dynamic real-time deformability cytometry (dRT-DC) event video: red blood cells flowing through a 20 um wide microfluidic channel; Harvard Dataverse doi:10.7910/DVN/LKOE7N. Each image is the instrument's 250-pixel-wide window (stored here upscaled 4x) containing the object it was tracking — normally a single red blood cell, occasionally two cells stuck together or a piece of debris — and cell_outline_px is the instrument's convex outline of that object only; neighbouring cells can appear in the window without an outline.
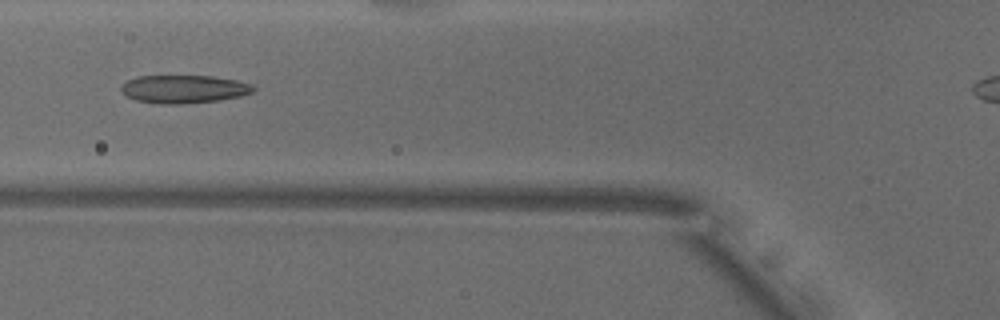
{"species": "common noctule bat (a hibernating species)", "species_latin": "Nyctalus noctula", "temperature_condition": "warm", "stored_images_in_passage": 46, "camera_frame_rate_fps": 3000, "um_per_image_px": 0.085, "animal": {"sex": "male", "body_mass_g": 18.8}, "frame": {"image": 1, "passage_image": 19, "time_ms": 6.0, "image_size_px": [1000, 320], "cell_outline_px": [[256, 88], [252, 92], [240, 96], [216, 100], [180, 104], [160, 104], [136, 100], [124, 96], [120, 92], [120, 84], [136, 76], [212, 76], [236, 80], [252, 84]], "centroid_in_image_um": [15.56, 7.57], "position_along_channel_um": 110.2, "area_um2": 21.73}}
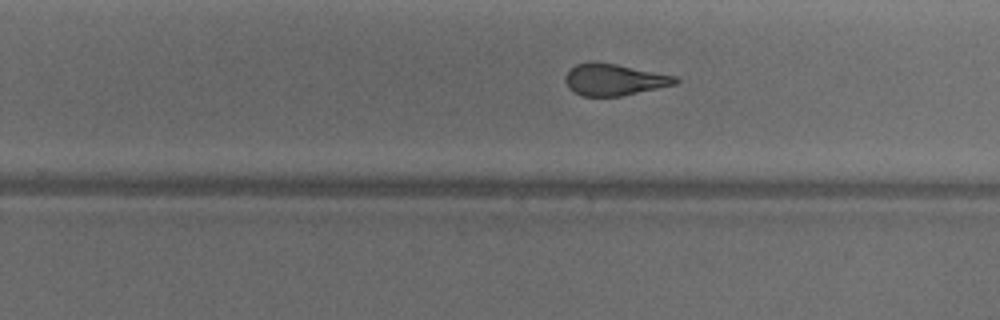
{"frame": {"image": 2, "passage_image": 32, "time_ms": 10.333, "image_size_px": [1000, 320], "cell_outline_px": [[680, 80], [676, 84], [620, 96], [584, 96], [568, 88], [564, 80], [564, 76], [576, 64], [592, 60], [596, 60], [676, 76]], "centroid_in_image_um": [52.17, 6.75], "position_along_channel_um": 277.6, "area_um2": 20.29}}
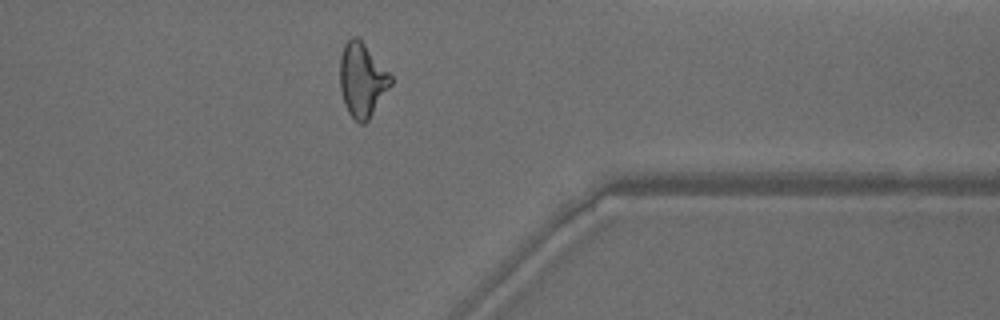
{"frame": {"image": 3, "passage_image": 41, "time_ms": 13.333, "image_size_px": [1000, 320], "cell_outline_px": [[392, 84], [368, 120], [364, 124], [360, 124], [348, 112], [344, 104], [340, 88], [340, 56], [344, 44], [352, 36], [356, 36], [364, 44], [392, 76]], "centroid_in_image_um": [30.77, 6.8], "position_along_channel_um": 380.6, "area_um2": 21.68}, "authors_computed_cell_mechanics": {"area_um2": 21.675, "velocity_mm_per_s": 3.8609, "shape_relaxation_time_tau1_ms": null, "shape_relaxation_time_tau2_ms": 1.6465, "deformation_change_tau1": null, "deformation_change_tau2": 0.1127}}